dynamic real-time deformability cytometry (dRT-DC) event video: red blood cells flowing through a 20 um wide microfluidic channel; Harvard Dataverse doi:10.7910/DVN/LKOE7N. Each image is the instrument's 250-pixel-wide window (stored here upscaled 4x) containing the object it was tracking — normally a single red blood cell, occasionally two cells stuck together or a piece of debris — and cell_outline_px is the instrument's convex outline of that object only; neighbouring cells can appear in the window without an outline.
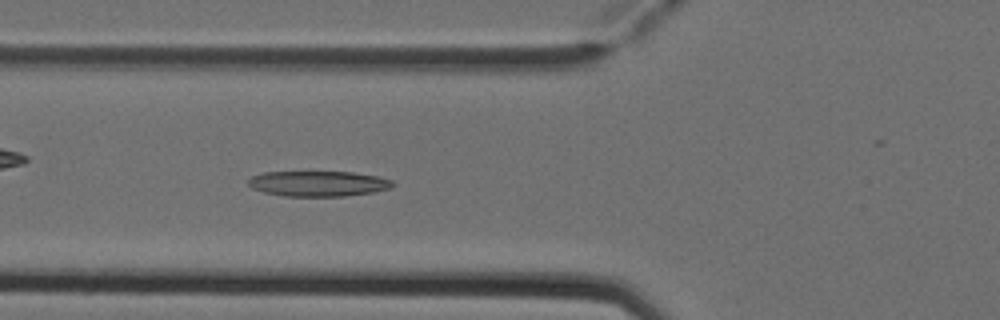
{"species": "Egyptian fruit bat (a non-hibernating species)", "species_latin": "Rousettus aegyptiacus", "temperature_condition": "cold", "stored_images_in_passage": 8, "camera_frame_rate_fps": 3000, "um_per_image_px": 0.085, "animal": {"sex": "female"}, "frame": {"image": 1, "passage_image": 8, "time_ms": 2.333, "image_size_px": [1000, 320], "cell_outline_px": [[396, 184], [392, 188], [372, 192], [344, 196], [284, 196], [264, 192], [252, 188], [248, 184], [248, 180], [252, 176], [264, 172], [352, 172], [376, 176], [392, 180]], "centroid_in_image_um": [27.06, 15.61], "position_along_channel_um": 98.7, "area_um2": 21.33}}